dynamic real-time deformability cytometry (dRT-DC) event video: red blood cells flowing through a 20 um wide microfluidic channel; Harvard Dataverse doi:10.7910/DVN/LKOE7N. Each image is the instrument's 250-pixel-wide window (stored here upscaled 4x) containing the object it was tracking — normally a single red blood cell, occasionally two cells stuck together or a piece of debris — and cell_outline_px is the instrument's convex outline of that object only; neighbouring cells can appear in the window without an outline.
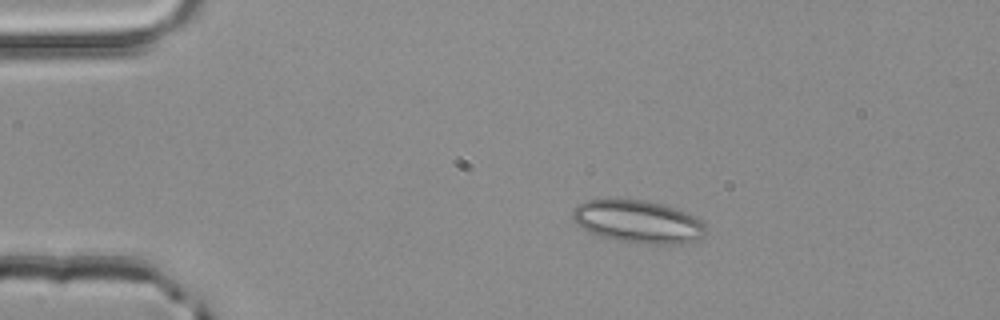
{"species": "common noctule bat (a hibernating species)", "species_latin": "Nyctalus noctula", "temperature_condition": "room temperature", "stored_images_in_passage": 44, "camera_frame_rate_fps": 3000, "um_per_image_px": 0.085, "animal": {"sex": "male", "body_mass_g": 20.4}, "frame": {"image": 1, "passage_image": 2, "time_ms": 0.333, "image_size_px": [1000, 320], "cell_outline_px": [[708, 232], [704, 236], [696, 240], [680, 244], [636, 244], [616, 240], [600, 236], [588, 232], [572, 216], [572, 212], [576, 204], [584, 200], [644, 200], [664, 204], [696, 216], [708, 228]], "centroid_in_image_um": [54.29, 18.86], "position_along_channel_um": 30.7, "area_um2": 33.35}}
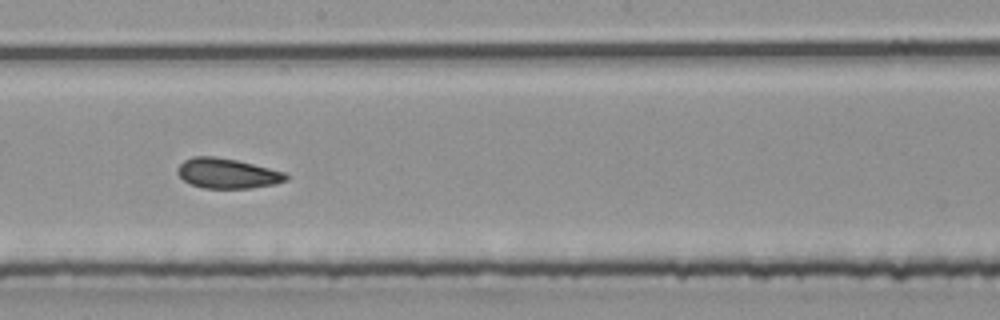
{"frame": {"image": 2, "passage_image": 21, "time_ms": 6.667, "image_size_px": [1000, 320], "cell_outline_px": [[288, 180], [276, 184], [248, 188], [204, 188], [192, 184], [184, 180], [176, 172], [176, 168], [184, 160], [192, 156], [216, 156], [236, 160], [288, 172]], "centroid_in_image_um": [19.35, 14.73], "position_along_channel_um": 228.9, "area_um2": 19.13}}
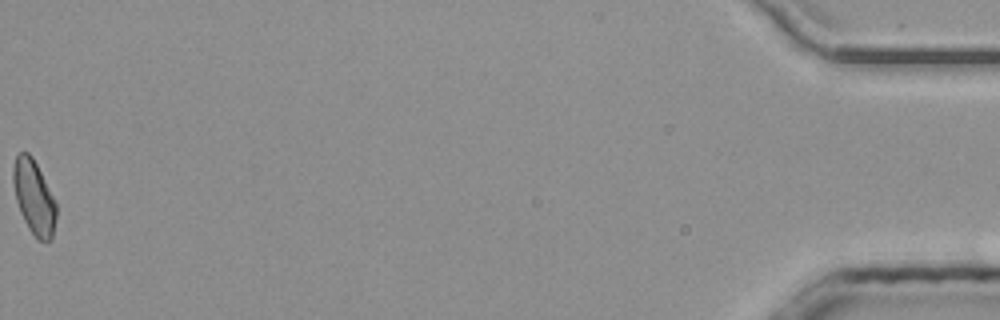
{"frame": {"image": 3, "passage_image": 44, "time_ms": 14.333, "image_size_px": [1000, 320], "cell_outline_px": [[56, 216], [52, 240], [36, 240], [28, 228], [20, 212], [16, 200], [12, 184], [12, 168], [16, 156], [20, 152], [28, 152], [32, 156], [56, 204]], "centroid_in_image_um": [2.85, 16.78], "position_along_channel_um": 432.3, "area_um2": 18.5}, "authors_computed_cell_mechanics": {"area_um2": 19.074, "velocity_mm_per_s": 4.0448, "shape_relaxation_time_tau1_ms": null, "shape_relaxation_time_tau2_ms": 2.5053, "deformation_change_tau1": null, "deformation_change_tau2": 0.0809}}